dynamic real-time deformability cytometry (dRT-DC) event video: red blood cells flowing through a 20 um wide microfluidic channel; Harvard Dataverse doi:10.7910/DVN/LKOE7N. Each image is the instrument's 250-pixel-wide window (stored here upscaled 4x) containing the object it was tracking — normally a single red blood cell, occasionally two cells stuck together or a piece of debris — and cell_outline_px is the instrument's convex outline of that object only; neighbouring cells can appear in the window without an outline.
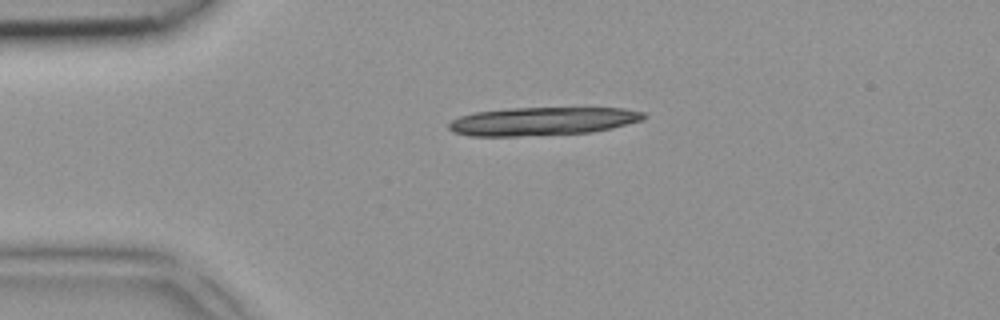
{"species": "common noctule bat (a hibernating species)", "species_latin": "Nyctalus noctula", "temperature_condition": "room temperature", "stored_images_in_passage": 2, "camera_frame_rate_fps": 3000, "um_per_image_px": 0.085, "animal": {"sex": "female", "body_mass_g": 18.4}, "frame": {"image": 1, "passage_image": 1, "time_ms": 0.0, "image_size_px": [1000, 320], "cell_outline_px": [[648, 116], [644, 120], [612, 128], [592, 132], [516, 136], [468, 136], [452, 132], [448, 128], [448, 124], [452, 120], [460, 116], [476, 112], [508, 108], [624, 108], [644, 112]], "centroid_in_image_um": [46.12, 10.3], "position_along_channel_um": 38.9, "area_um2": 32.19}}